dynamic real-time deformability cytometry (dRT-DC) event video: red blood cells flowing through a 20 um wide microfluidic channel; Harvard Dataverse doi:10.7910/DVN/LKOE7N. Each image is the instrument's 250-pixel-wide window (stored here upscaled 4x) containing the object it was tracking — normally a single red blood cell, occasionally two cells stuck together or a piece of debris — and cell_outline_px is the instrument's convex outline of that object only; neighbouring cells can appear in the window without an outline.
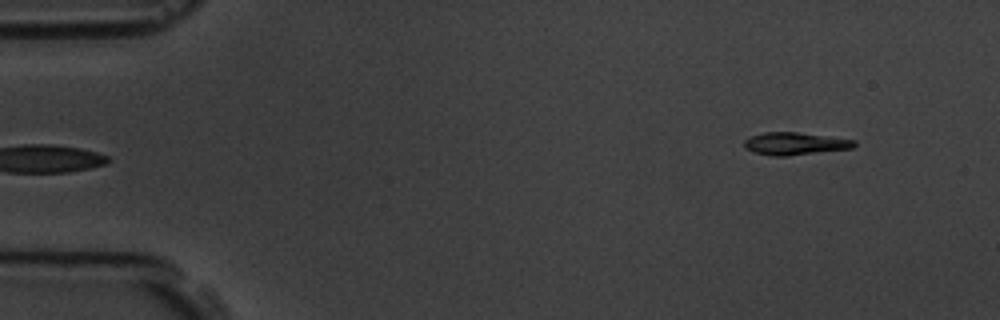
{"species": "common noctule bat (a hibernating species)", "species_latin": "Nyctalus noctula", "temperature_condition": "room temperature", "stored_images_in_passage": 5, "camera_frame_rate_fps": 3000, "um_per_image_px": 0.085, "animal": {"sex": "male", "body_mass_g": 19.5, "forearm_length_mm": 54.6}, "frame": {"image": 1, "passage_image": 5, "time_ms": 4.667, "image_size_px": [1000, 320], "cell_outline_px": [[856, 144], [852, 148], [788, 156], [772, 156], [752, 152], [744, 148], [744, 140], [752, 136], [764, 132], [796, 132], [856, 140]], "centroid_in_image_um": [67.53, 12.21], "position_along_channel_um": 17.5, "area_um2": 14.39}}